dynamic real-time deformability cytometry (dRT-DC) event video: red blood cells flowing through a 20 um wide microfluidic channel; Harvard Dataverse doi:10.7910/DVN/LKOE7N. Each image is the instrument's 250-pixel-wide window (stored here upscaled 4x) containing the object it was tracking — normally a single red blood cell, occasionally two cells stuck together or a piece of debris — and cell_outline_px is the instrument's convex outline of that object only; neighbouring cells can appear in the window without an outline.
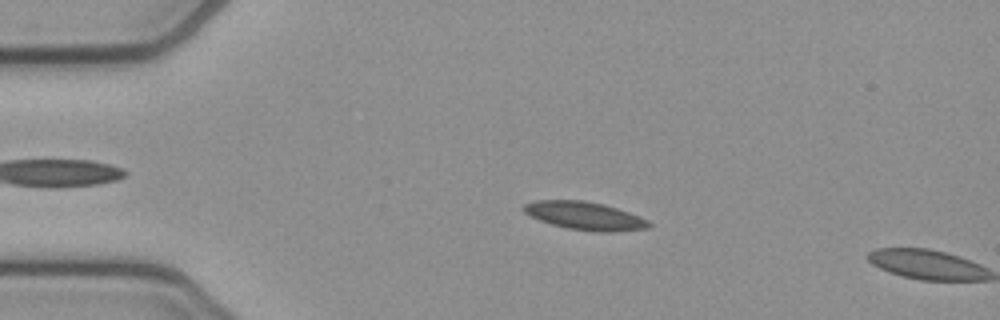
{"species": "common noctule bat (a hibernating species)", "species_latin": "Nyctalus noctula", "temperature_condition": "cold", "stored_images_in_passage": 10, "camera_frame_rate_fps": 3000, "um_per_image_px": 0.085, "animal": {"sex": "female", "body_mass_g": 21.9}, "frame": {"image": 1, "passage_image": 9, "time_ms": 2.667, "image_size_px": [1000, 320], "cell_outline_px": [[652, 224], [648, 228], [616, 232], [600, 232], [568, 228], [552, 224], [540, 220], [524, 212], [524, 204], [536, 200], [584, 200], [604, 204], [628, 212], [648, 220]], "centroid_in_image_um": [49.73, 18.34], "position_along_channel_um": 35.3, "area_um2": 20.29}}